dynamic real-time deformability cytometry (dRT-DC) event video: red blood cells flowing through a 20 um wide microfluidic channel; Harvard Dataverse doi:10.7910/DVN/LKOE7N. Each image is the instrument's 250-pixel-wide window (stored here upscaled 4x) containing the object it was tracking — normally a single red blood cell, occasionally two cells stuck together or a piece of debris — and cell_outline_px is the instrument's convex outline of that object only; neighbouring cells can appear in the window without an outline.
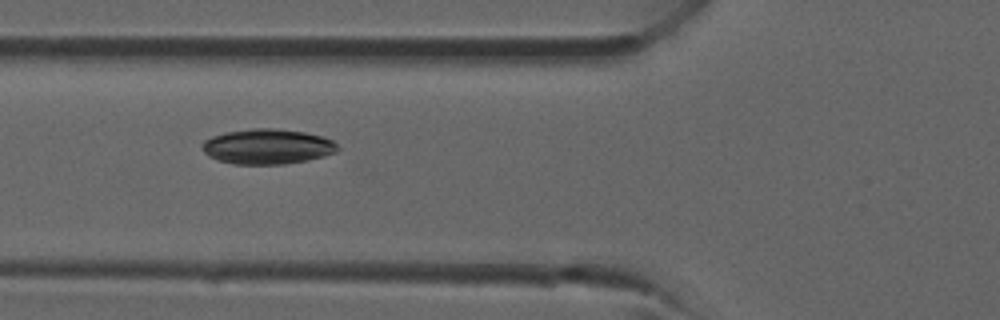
{"species": "common noctule bat (a hibernating species)", "species_latin": "Nyctalus noctula", "temperature_condition": "room temperature", "stored_images_in_passage": 5, "camera_frame_rate_fps": 3000, "um_per_image_px": 0.085, "animal": {"sex": "male", "forearm_length_mm": 52.5}, "frame": {"image": 1, "passage_image": 3, "time_ms": 0.667, "image_size_px": [1000, 320], "cell_outline_px": [[340, 148], [336, 152], [324, 156], [308, 160], [284, 164], [232, 164], [216, 160], [208, 156], [204, 152], [200, 144], [204, 140], [212, 136], [224, 132], [252, 128], [276, 128], [304, 132], [324, 136], [332, 140]], "centroid_in_image_um": [22.71, 12.45], "position_along_channel_um": 103.1, "area_um2": 28.09}}